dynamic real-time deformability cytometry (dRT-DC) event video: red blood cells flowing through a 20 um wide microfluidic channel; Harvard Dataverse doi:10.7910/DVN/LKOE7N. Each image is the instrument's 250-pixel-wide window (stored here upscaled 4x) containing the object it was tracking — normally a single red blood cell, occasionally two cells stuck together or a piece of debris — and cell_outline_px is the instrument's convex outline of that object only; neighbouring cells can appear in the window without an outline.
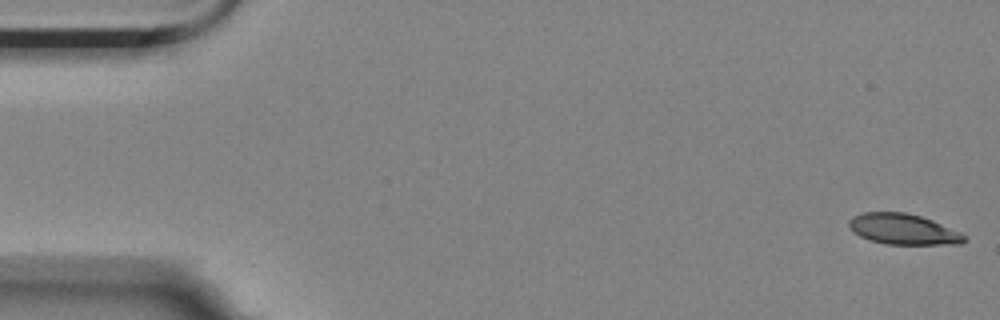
{"species": "Egyptian fruit bat (a non-hibernating species)", "species_latin": "Rousettus aegyptiacus", "temperature_condition": "room temperature", "stored_images_in_passage": 4, "camera_frame_rate_fps": 3000, "um_per_image_px": 0.085, "animal": {"sex": "female"}, "frame": {"image": 1, "passage_image": 1, "time_ms": 0.0, "image_size_px": [1000, 320], "cell_outline_px": [[968, 240], [960, 244], [888, 244], [872, 240], [860, 236], [848, 224], [848, 220], [852, 216], [864, 212], [904, 212], [920, 216], [932, 220], [960, 232], [968, 236]], "centroid_in_image_um": [76.82, 19.48], "position_along_channel_um": 8.2, "area_um2": 20.46}}
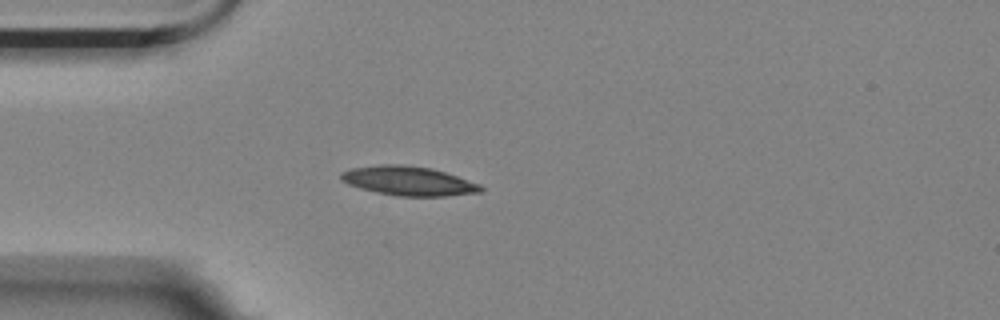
{"frame": {"image": 2, "passage_image": 4, "time_ms": 1.0, "image_size_px": [1000, 320], "cell_outline_px": [[484, 192], [448, 196], [396, 196], [376, 192], [360, 188], [348, 184], [340, 180], [340, 172], [352, 168], [380, 164], [400, 164], [432, 168], [480, 184], [484, 188]], "centroid_in_image_um": [34.72, 15.38], "position_along_channel_um": 50.3, "area_um2": 23.93}}